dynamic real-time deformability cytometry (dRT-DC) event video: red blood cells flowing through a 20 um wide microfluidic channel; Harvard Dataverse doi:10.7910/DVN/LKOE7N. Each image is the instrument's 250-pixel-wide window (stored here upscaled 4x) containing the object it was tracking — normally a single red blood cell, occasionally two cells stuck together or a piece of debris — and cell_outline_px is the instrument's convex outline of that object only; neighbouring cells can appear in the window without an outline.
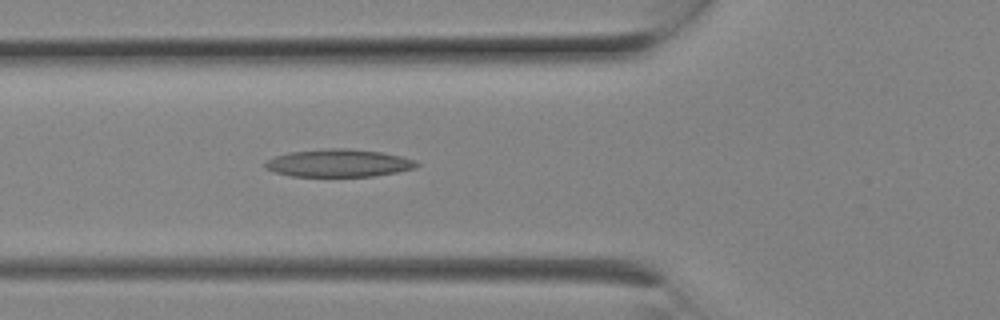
{"species": "Egyptian fruit bat (a non-hibernating species)", "species_latin": "Rousettus aegyptiacus", "temperature_condition": "room temperature", "stored_images_in_passage": 5, "camera_frame_rate_fps": 3000, "um_per_image_px": 0.085, "animal": {"sex": "female"}, "frame": {"image": 1, "passage_image": 5, "time_ms": 1.333, "image_size_px": [1000, 320], "cell_outline_px": [[420, 164], [416, 168], [396, 172], [372, 176], [292, 176], [276, 172], [264, 168], [264, 164], [268, 160], [276, 156], [288, 152], [324, 148], [348, 148], [380, 152], [400, 156], [416, 160]], "centroid_in_image_um": [28.79, 13.85], "position_along_channel_um": 97.0, "area_um2": 24.39}}